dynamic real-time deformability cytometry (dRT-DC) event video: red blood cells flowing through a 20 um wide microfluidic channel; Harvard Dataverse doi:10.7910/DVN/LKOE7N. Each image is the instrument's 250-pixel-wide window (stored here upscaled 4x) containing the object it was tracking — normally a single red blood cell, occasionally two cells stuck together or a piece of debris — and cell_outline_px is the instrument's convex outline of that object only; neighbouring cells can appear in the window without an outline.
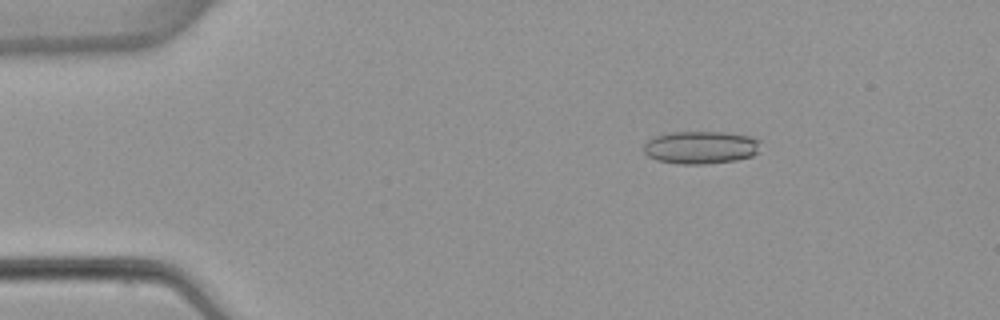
{"species": "common noctule bat (a hibernating species)", "species_latin": "Nyctalus noctula", "temperature_condition": "warm", "stored_images_in_passage": 5, "camera_frame_rate_fps": 3000, "um_per_image_px": 0.085, "animal": {"sex": "female", "body_mass_g": 22.7, "forearm_length_mm": 54.2}, "frame": {"image": 1, "passage_image": 3, "time_ms": 2.333, "image_size_px": [1000, 320], "cell_outline_px": [[760, 140], [756, 152], [752, 156], [736, 160], [704, 164], [680, 164], [656, 160], [648, 156], [644, 152], [644, 144], [652, 136], [668, 132], [724, 132], [752, 136]], "centroid_in_image_um": [59.53, 12.52], "position_along_channel_um": 25.5, "area_um2": 22.43}}
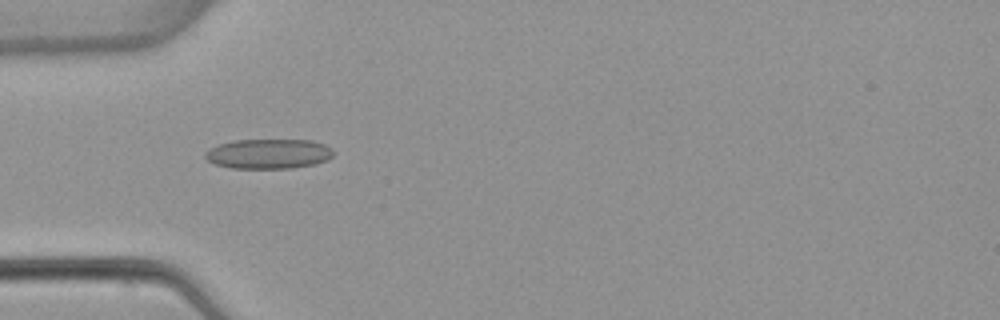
{"frame": {"image": 2, "passage_image": 5, "time_ms": 5.0, "image_size_px": [1000, 320], "cell_outline_px": [[332, 156], [328, 160], [316, 164], [292, 168], [232, 168], [216, 164], [208, 160], [204, 156], [204, 152], [220, 144], [236, 140], [312, 140], [324, 144], [332, 148]], "centroid_in_image_um": [22.86, 13.07], "position_along_channel_um": 62.1, "area_um2": 22.2}}